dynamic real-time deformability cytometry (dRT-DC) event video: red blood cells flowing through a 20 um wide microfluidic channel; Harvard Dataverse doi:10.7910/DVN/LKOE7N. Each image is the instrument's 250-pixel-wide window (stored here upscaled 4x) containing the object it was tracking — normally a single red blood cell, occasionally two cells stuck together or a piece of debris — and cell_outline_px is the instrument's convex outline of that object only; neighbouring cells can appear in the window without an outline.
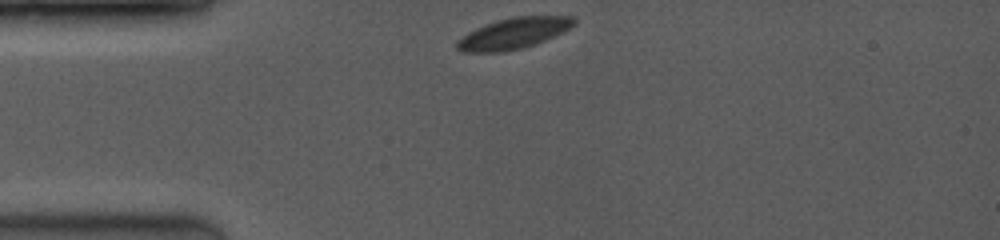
{"species": "common noctule bat (a hibernating species)", "species_latin": "Nyctalus noctula", "temperature_condition": "room temperature", "stored_images_in_passage": 2, "camera_frame_rate_fps": 3500, "um_per_image_px": 0.085, "animal": {"sex": "female", "body_mass_g": 19.0, "forearm_length_mm": 53.3}, "frame": {"image": 1, "passage_image": 1, "time_ms": 0.0, "image_size_px": [1000, 240], "cell_outline_px": [[576, 24], [544, 40], [520, 48], [504, 52], [464, 52], [456, 48], [456, 40], [468, 32], [484, 24], [496, 20], [512, 16], [572, 16], [576, 20]], "centroid_in_image_um": [43.59, 2.82], "position_along_channel_um": 41.4, "area_um2": 20.92}}